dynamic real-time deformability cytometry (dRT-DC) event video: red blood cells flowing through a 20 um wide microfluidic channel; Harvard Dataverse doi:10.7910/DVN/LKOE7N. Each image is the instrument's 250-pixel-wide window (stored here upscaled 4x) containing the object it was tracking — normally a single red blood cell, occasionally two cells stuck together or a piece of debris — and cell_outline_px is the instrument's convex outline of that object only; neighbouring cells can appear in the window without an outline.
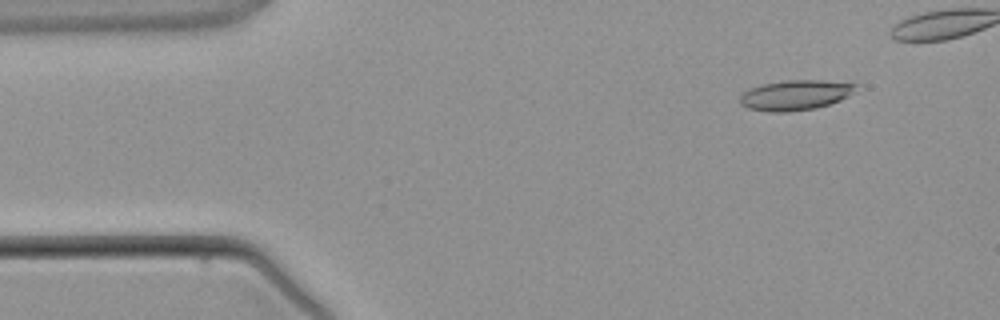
{"species": "common noctule bat (a hibernating species)", "species_latin": "Nyctalus noctula", "temperature_condition": "warm", "stored_images_in_passage": 5, "camera_frame_rate_fps": 3000, "um_per_image_px": 0.085, "animal": {"sex": "male", "body_mass_g": 21.5, "forearm_length_mm": 52.0}, "frame": {"image": 1, "passage_image": 2, "time_ms": 1.0, "image_size_px": [1000, 320], "cell_outline_px": [[856, 84], [852, 92], [848, 96], [840, 100], [816, 108], [788, 112], [768, 112], [748, 108], [740, 104], [740, 96], [748, 88], [764, 84], [788, 80], [824, 80]], "centroid_in_image_um": [67.56, 8.09], "position_along_channel_um": 17.4, "area_um2": 20.17}}
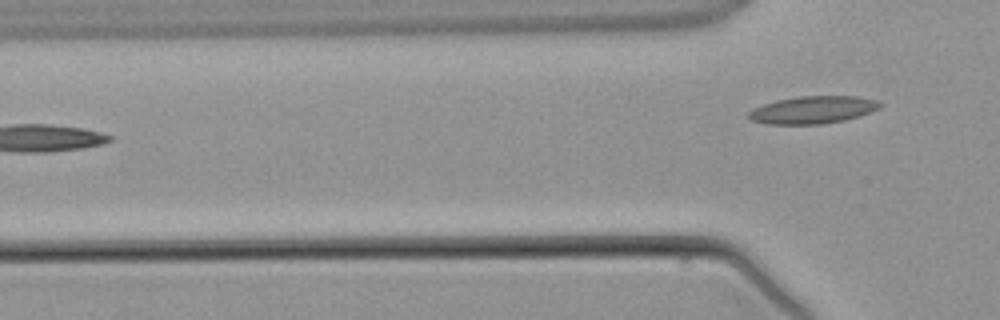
{"frame": {"image": 2, "passage_image": 5, "time_ms": 5.0, "image_size_px": [1000, 320], "cell_outline_px": [[884, 104], [880, 108], [860, 116], [844, 120], [820, 124], [768, 124], [748, 120], [744, 116], [752, 108], [776, 100], [800, 96], [860, 96], [876, 100]], "centroid_in_image_um": [69.06, 9.34], "position_along_channel_um": 56.7, "area_um2": 21.33}}